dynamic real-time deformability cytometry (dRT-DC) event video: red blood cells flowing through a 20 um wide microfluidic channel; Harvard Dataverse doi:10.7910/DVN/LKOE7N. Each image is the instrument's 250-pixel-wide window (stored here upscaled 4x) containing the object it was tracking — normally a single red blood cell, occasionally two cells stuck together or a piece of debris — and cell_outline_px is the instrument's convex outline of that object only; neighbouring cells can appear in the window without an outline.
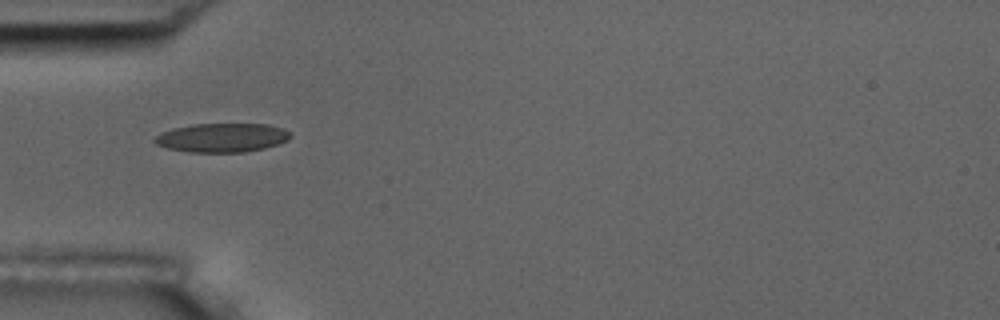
{"species": "common noctule bat (a hibernating species)", "species_latin": "Nyctalus noctula", "temperature_condition": "room temperature", "stored_images_in_passage": 5, "camera_frame_rate_fps": 3000, "um_per_image_px": 0.085, "animal": {"sex": "male", "body_mass_g": 17.5, "forearm_length_mm": 52.3}, "frame": {"image": 1, "passage_image": 1, "time_ms": 0.0, "image_size_px": [1000, 320], "cell_outline_px": [[292, 136], [288, 140], [264, 148], [244, 152], [188, 152], [168, 148], [156, 144], [152, 140], [160, 132], [172, 128], [192, 124], [268, 124], [284, 128], [292, 132]], "centroid_in_image_um": [18.88, 11.69], "position_along_channel_um": 66.1, "area_um2": 23.06}}
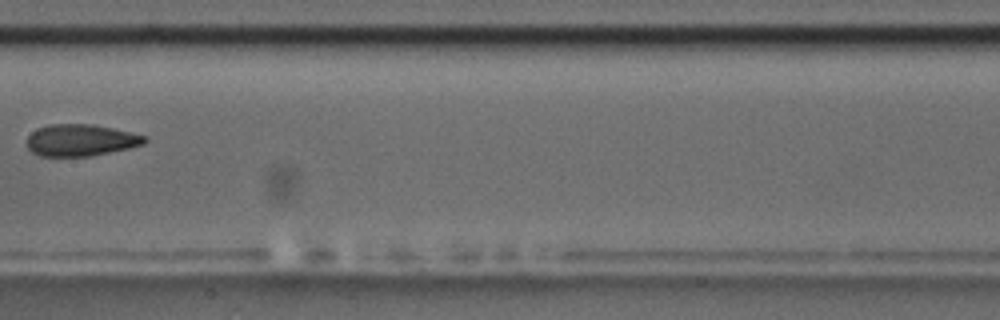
{"frame": {"image": 2, "passage_image": 4, "time_ms": 3.667, "image_size_px": [1000, 320], "cell_outline_px": [[148, 140], [144, 144], [128, 148], [88, 156], [40, 156], [32, 152], [28, 148], [28, 136], [36, 128], [48, 124], [92, 124], [112, 128], [148, 136]], "centroid_in_image_um": [6.86, 11.9], "position_along_channel_um": 200.5, "area_um2": 21.73}}
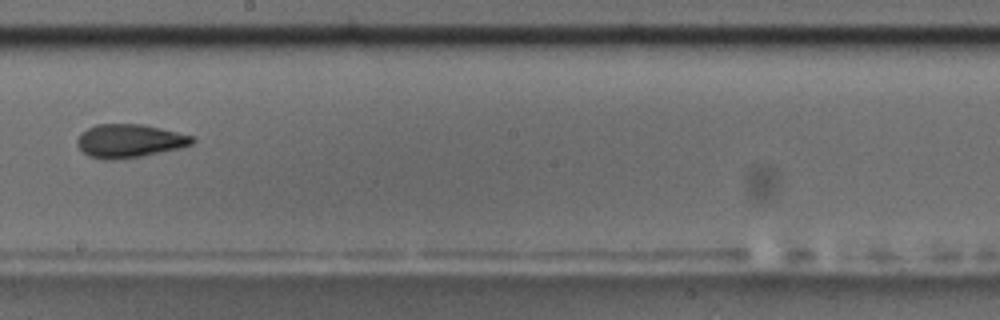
{"frame": {"image": 3, "passage_image": 5, "time_ms": 4.667, "image_size_px": [1000, 320], "cell_outline_px": [[196, 140], [192, 144], [180, 148], [140, 156], [112, 160], [104, 160], [88, 156], [76, 144], [76, 140], [80, 132], [96, 124], [144, 124], [192, 136]], "centroid_in_image_um": [10.96, 11.97], "position_along_channel_um": 237.2, "area_um2": 22.37}}